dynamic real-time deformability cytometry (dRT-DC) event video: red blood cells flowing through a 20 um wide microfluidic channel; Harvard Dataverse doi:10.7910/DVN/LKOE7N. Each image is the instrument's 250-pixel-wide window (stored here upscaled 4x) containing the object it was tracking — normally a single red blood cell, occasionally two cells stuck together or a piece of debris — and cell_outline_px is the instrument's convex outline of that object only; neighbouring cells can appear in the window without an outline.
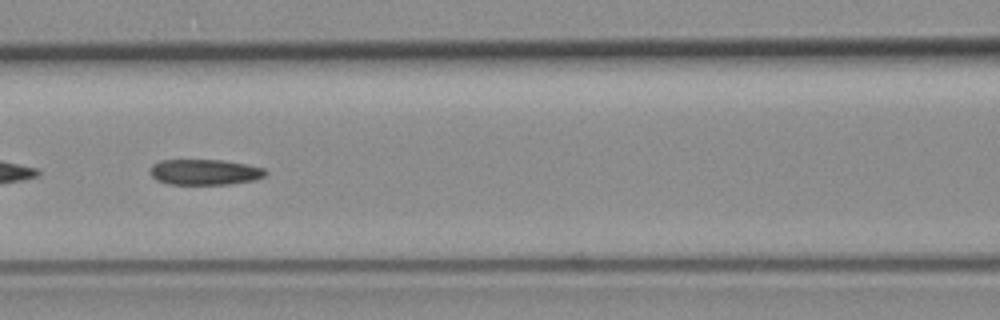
{"species": "common noctule bat (a hibernating species)", "species_latin": "Nyctalus noctula", "temperature_condition": "room temperature", "stored_images_in_passage": 56, "camera_frame_rate_fps": 3000, "um_per_image_px": 0.085, "animal": {"sex": "female", "body_mass_g": 19.3, "forearm_length_mm": 54.1}, "frame": {"image": 1, "passage_image": 24, "time_ms": 7.667, "image_size_px": [1000, 320], "cell_outline_px": [[268, 172], [264, 176], [256, 180], [228, 184], [168, 184], [156, 180], [152, 176], [148, 168], [152, 164], [160, 160], [220, 160], [248, 164], [264, 168]], "centroid_in_image_um": [17.39, 14.62], "position_along_channel_um": 149.2, "area_um2": 17.4}}
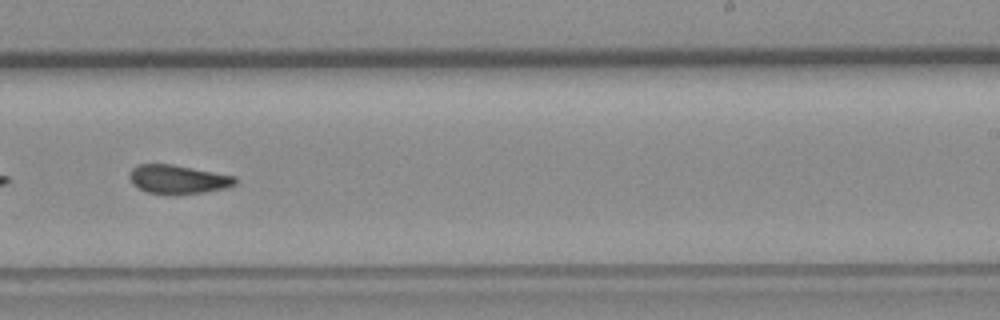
{"frame": {"image": 2, "passage_image": 34, "time_ms": 11.0, "image_size_px": [1000, 320], "cell_outline_px": [[236, 184], [228, 188], [204, 192], [176, 196], [148, 192], [132, 184], [128, 176], [132, 168], [140, 164], [172, 164], [236, 176]], "centroid_in_image_um": [15.14, 15.26], "position_along_channel_um": 273.9, "area_um2": 18.03}}
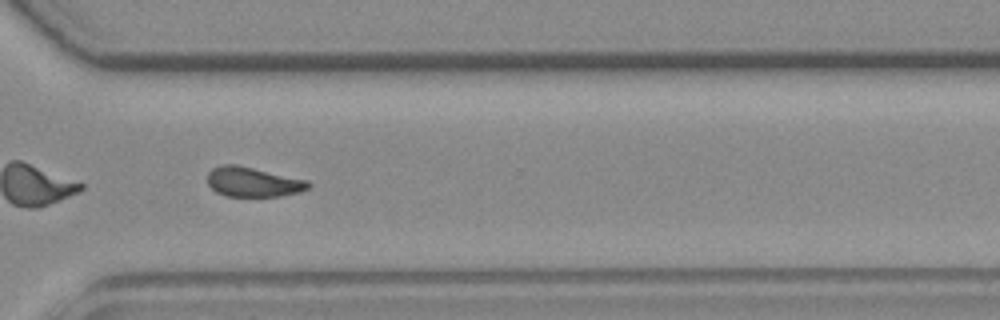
{"frame": {"image": 3, "passage_image": 40, "time_ms": 13.0, "image_size_px": [1000, 320], "cell_outline_px": [[312, 184], [308, 188], [300, 192], [280, 196], [224, 196], [216, 192], [208, 184], [208, 172], [212, 168], [224, 164], [236, 164], [308, 180]], "centroid_in_image_um": [21.51, 15.46], "position_along_channel_um": 349.1, "area_um2": 17.51}}